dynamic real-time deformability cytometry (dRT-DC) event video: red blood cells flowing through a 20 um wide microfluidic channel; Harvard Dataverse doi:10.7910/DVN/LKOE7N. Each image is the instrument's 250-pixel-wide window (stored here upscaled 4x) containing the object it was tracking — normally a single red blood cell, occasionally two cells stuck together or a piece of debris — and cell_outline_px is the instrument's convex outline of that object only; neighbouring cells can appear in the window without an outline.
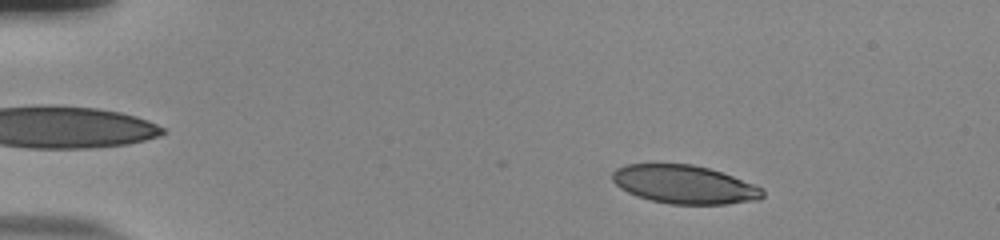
{"species": "human", "species_latin": "Homo sapiens", "temperature_condition": "room temperature", "stored_images_in_passage": 52, "camera_frame_rate_fps": 3000, "um_per_image_px": 0.085, "donor": {"sex": "male"}, "frame": {"image": 1, "passage_image": 7, "time_ms": 2.0, "image_size_px": [1000, 240], "cell_outline_px": [[764, 196], [756, 200], [724, 204], [672, 204], [652, 200], [636, 196], [620, 188], [612, 180], [612, 172], [616, 168], [628, 164], [692, 164], [708, 168], [732, 176], [752, 184], [760, 188], [764, 192]], "centroid_in_image_um": [58.13, 15.68], "position_along_channel_um": 26.9, "area_um2": 33.29}}
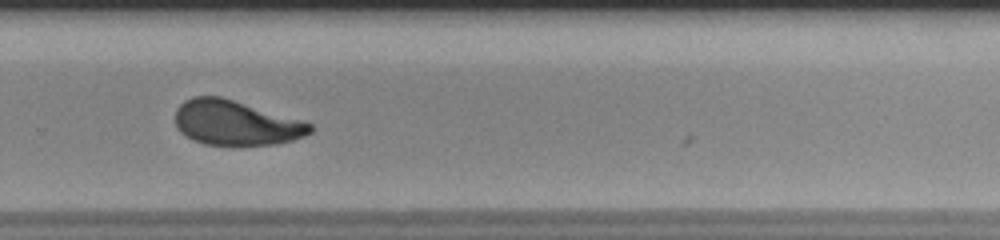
{"frame": {"image": 2, "passage_image": 36, "time_ms": 11.667, "image_size_px": [1000, 240], "cell_outline_px": [[312, 132], [304, 136], [292, 140], [276, 144], [204, 144], [180, 132], [176, 124], [176, 108], [184, 100], [192, 96], [220, 96], [312, 124]], "centroid_in_image_um": [20.01, 10.43], "position_along_channel_um": 309.8, "area_um2": 34.45}}
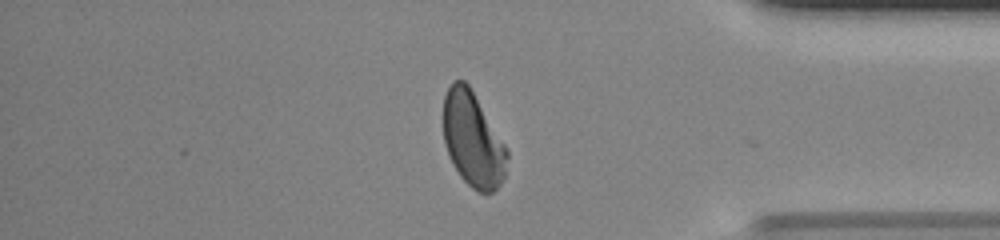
{"frame": {"image": 3, "passage_image": 44, "time_ms": 14.333, "image_size_px": [1000, 240], "cell_outline_px": [[508, 156], [504, 176], [500, 184], [492, 192], [480, 192], [472, 188], [460, 176], [444, 144], [444, 96], [448, 88], [456, 80], [464, 80], [468, 84], [504, 144], [508, 152]], "centroid_in_image_um": [40.19, 11.88], "position_along_channel_um": 395.0, "area_um2": 34.33}, "authors_computed_cell_mechanics": {"area_um2": 35.3158, "velocity_mm_per_s": 3.8756, "shape_relaxation_time_tau1_ms": 5.7608, "shape_relaxation_time_tau2_ms": 1.0894, "deformation_change_tau1": 0.1947, "deformation_change_tau2": 0.0633}}